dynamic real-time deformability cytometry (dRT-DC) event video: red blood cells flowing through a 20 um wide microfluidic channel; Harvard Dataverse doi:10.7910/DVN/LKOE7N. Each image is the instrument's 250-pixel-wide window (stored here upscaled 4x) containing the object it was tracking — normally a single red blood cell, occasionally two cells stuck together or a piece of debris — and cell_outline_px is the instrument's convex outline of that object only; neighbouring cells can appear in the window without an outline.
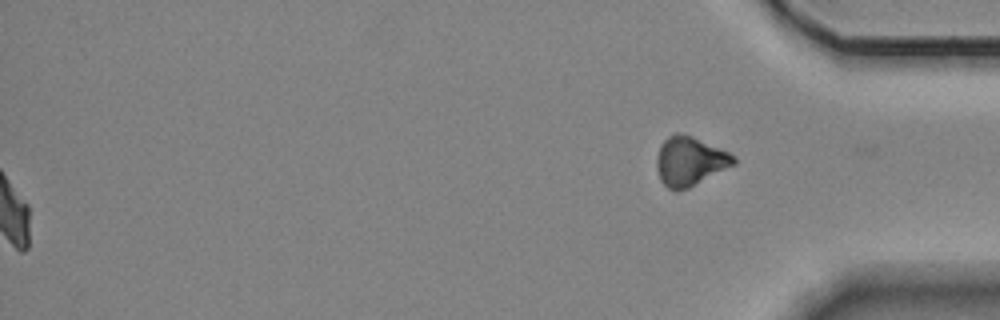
{"species": "Egyptian fruit bat (a non-hibernating species)", "species_latin": "Rousettus aegyptiacus", "temperature_condition": "room temperature", "stored_images_in_passage": 57, "segment_of_instrument_passage": [2, 2], "camera_frame_rate_fps": 3000, "um_per_image_px": 0.085, "animal": {"sex": "female"}, "frame": {"image": 1, "passage_image": 57, "time_ms": 18.667, "image_size_px": [1000, 320], "cell_outline_px": [[736, 164], [688, 188], [676, 192], [668, 188], [660, 180], [656, 168], [656, 156], [660, 144], [668, 136], [676, 132], [680, 132], [692, 136], [728, 152], [736, 156]], "centroid_in_image_um": [58.61, 13.7], "position_along_channel_um": 376.6, "area_um2": 22.2}}